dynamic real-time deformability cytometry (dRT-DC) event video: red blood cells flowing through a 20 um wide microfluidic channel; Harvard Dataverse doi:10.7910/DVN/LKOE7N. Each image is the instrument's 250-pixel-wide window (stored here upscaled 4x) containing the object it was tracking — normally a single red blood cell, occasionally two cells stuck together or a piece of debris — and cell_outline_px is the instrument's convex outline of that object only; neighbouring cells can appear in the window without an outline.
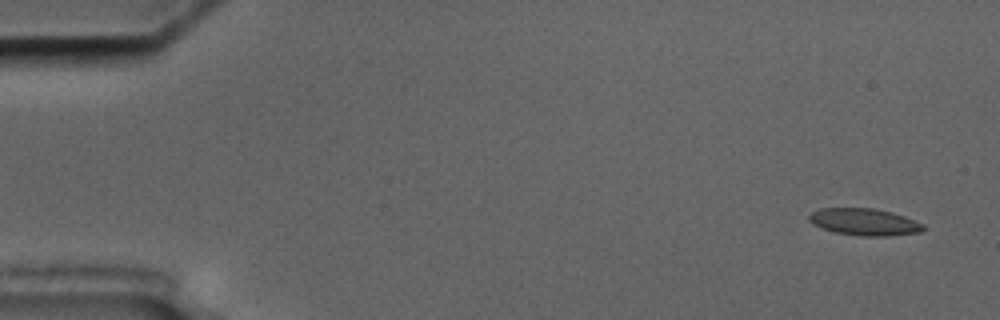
{"species": "common noctule bat (a hibernating species)", "species_latin": "Nyctalus noctula", "temperature_condition": "cold", "stored_images_in_passage": 13, "camera_frame_rate_fps": 3000, "um_per_image_px": 0.085, "animal": {"sex": "male", "body_mass_g": 17.5, "forearm_length_mm": 52.3}, "frame": {"image": 1, "passage_image": 1, "time_ms": 0.0, "image_size_px": [1000, 320], "cell_outline_px": [[928, 228], [920, 232], [888, 236], [860, 236], [836, 232], [812, 224], [808, 220], [808, 216], [812, 212], [820, 208], [872, 208], [892, 212], [904, 216], [924, 224]], "centroid_in_image_um": [73.5, 18.86], "position_along_channel_um": 11.5, "area_um2": 17.98}}
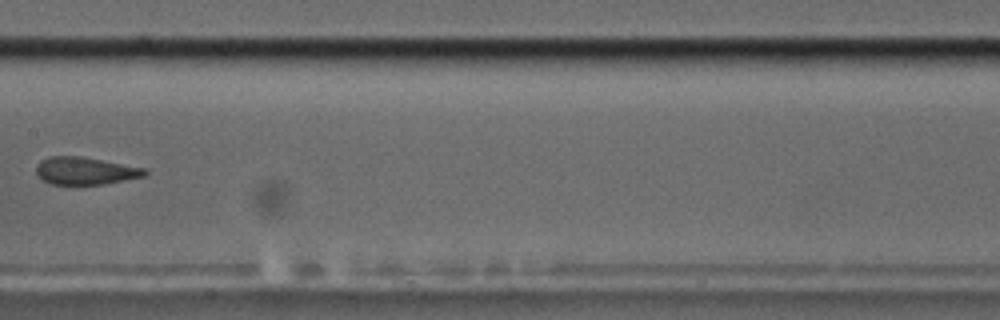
{"frame": {"image": 2, "passage_image": 8, "time_ms": 9.0, "image_size_px": [1000, 320], "cell_outline_px": [[148, 176], [104, 184], [76, 188], [52, 184], [44, 180], [36, 172], [36, 164], [40, 160], [48, 156], [80, 156], [148, 168]], "centroid_in_image_um": [7.28, 14.56], "position_along_channel_um": 200.1, "area_um2": 18.32}}
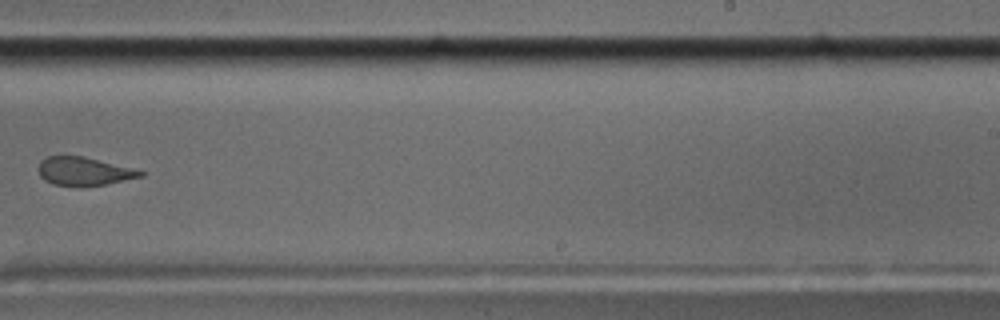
{"frame": {"image": 3, "passage_image": 10, "time_ms": 11.333, "image_size_px": [1000, 320], "cell_outline_px": [[144, 176], [84, 188], [80, 188], [52, 184], [44, 180], [40, 176], [40, 160], [44, 156], [84, 156], [132, 168], [144, 172]], "centroid_in_image_um": [7.1, 14.58], "position_along_channel_um": 281.9, "area_um2": 17.05}, "authors_computed_cell_mechanics": {"area_um2": 18.1492, "velocity_mm_per_s": 3.5086, "shape_relaxation_time_tau1_ms": null, "shape_relaxation_time_tau2_ms": 1.2992, "deformation_change_tau1": null, "deformation_change_tau2": 0.0952}}